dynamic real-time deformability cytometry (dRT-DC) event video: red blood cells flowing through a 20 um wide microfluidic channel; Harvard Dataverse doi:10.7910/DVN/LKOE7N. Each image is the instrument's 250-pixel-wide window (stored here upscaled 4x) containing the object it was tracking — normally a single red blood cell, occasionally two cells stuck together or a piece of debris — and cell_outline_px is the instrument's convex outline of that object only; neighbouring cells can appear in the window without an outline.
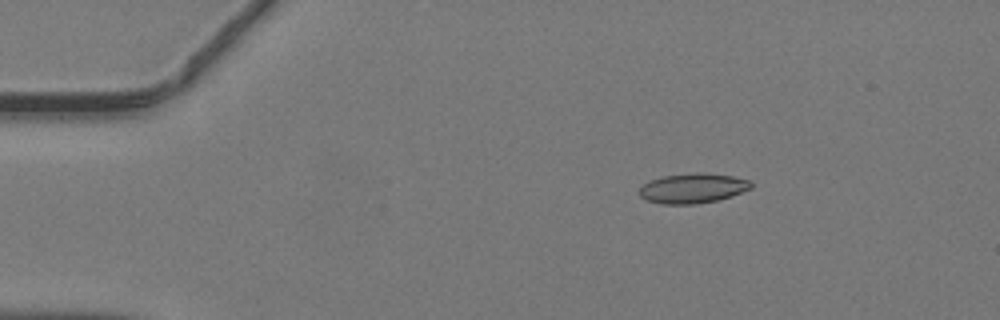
{"species": "common noctule bat (a hibernating species)", "species_latin": "Nyctalus noctula", "temperature_condition": "warm", "stored_images_in_passage": 40, "camera_frame_rate_fps": 3000, "um_per_image_px": 0.085, "animal": {"sex": "male", "body_mass_g": 19.2, "forearm_length_mm": 51.8}, "frame": {"image": 1, "passage_image": 1, "time_ms": 0.0, "image_size_px": [1000, 320], "cell_outline_px": [[752, 188], [732, 196], [716, 200], [696, 204], [660, 204], [648, 200], [640, 196], [640, 188], [644, 184], [652, 180], [664, 176], [696, 172], [704, 172], [732, 176], [748, 180], [752, 184]], "centroid_in_image_um": [58.91, 16.0], "position_along_channel_um": 26.1, "area_um2": 19.31}}
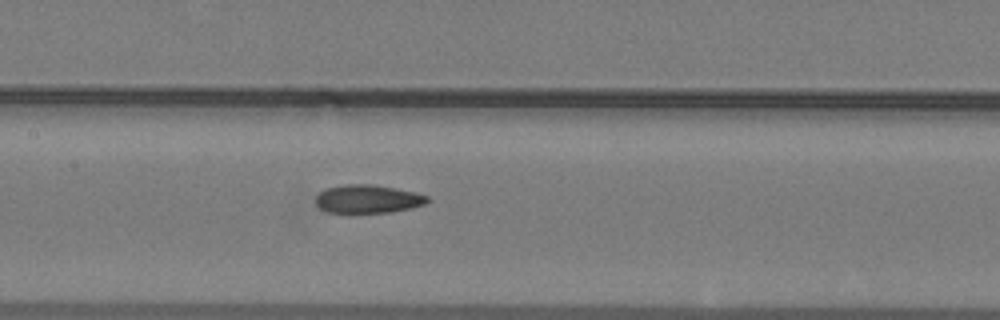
{"frame": {"image": 2, "passage_image": 16, "time_ms": 5.0, "image_size_px": [1000, 320], "cell_outline_px": [[428, 200], [424, 204], [408, 208], [388, 212], [348, 216], [328, 212], [320, 208], [316, 204], [316, 196], [324, 188], [344, 184], [372, 184], [396, 188], [416, 192], [428, 196]], "centroid_in_image_um": [31.18, 16.94], "position_along_channel_um": 176.2, "area_um2": 19.13}}
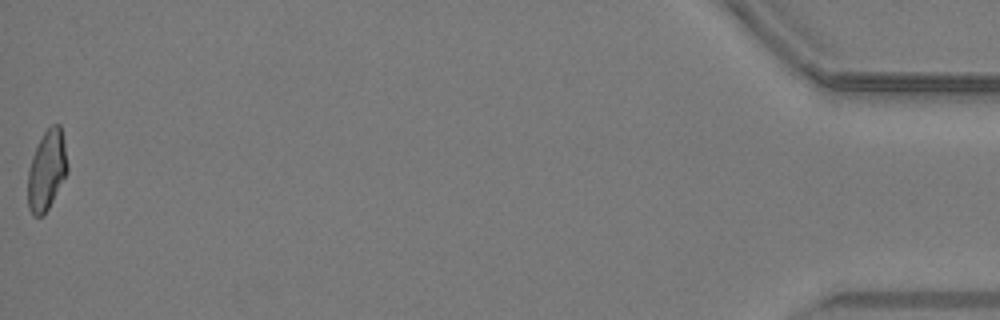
{"frame": {"image": 3, "passage_image": 40, "time_ms": 13.0, "image_size_px": [1000, 320], "cell_outline_px": [[68, 172], [48, 208], [40, 216], [32, 216], [28, 208], [28, 168], [32, 156], [44, 132], [52, 124], [60, 124], [64, 140], [68, 164]], "centroid_in_image_um": [3.98, 14.46], "position_along_channel_um": 431.2, "area_um2": 18.38}}